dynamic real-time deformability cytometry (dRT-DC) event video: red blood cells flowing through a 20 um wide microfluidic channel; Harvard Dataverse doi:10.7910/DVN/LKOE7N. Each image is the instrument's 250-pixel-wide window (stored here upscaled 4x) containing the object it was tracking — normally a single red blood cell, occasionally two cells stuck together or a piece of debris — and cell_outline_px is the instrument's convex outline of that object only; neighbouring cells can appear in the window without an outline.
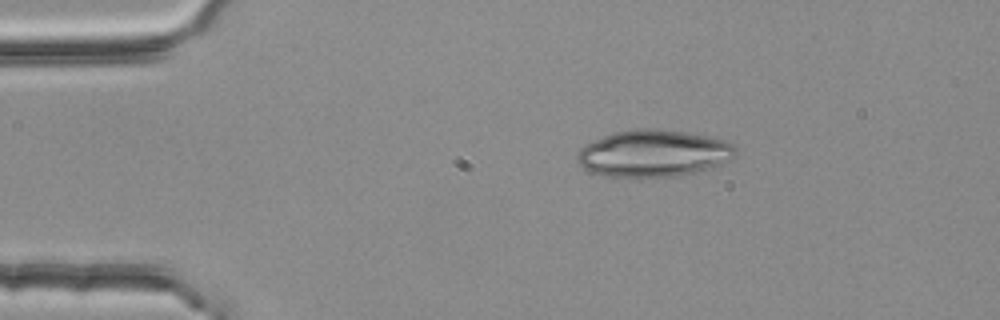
{"species": "common noctule bat (a hibernating species)", "species_latin": "Nyctalus noctula", "temperature_condition": "room temperature", "stored_images_in_passage": 2, "camera_frame_rate_fps": 3000, "um_per_image_px": 0.085, "animal": {"sex": "female", "body_mass_g": 25.1}, "frame": {"image": 1, "passage_image": 1, "time_ms": 0.0, "image_size_px": [1000, 320], "cell_outline_px": [[736, 156], [732, 160], [716, 168], [700, 172], [680, 176], [604, 176], [588, 172], [576, 160], [576, 156], [580, 148], [612, 132], [636, 128], [656, 128], [684, 132], [708, 136], [724, 140], [732, 144], [736, 148]], "centroid_in_image_um": [55.6, 13.04], "position_along_channel_um": 29.4, "area_um2": 43.75}}